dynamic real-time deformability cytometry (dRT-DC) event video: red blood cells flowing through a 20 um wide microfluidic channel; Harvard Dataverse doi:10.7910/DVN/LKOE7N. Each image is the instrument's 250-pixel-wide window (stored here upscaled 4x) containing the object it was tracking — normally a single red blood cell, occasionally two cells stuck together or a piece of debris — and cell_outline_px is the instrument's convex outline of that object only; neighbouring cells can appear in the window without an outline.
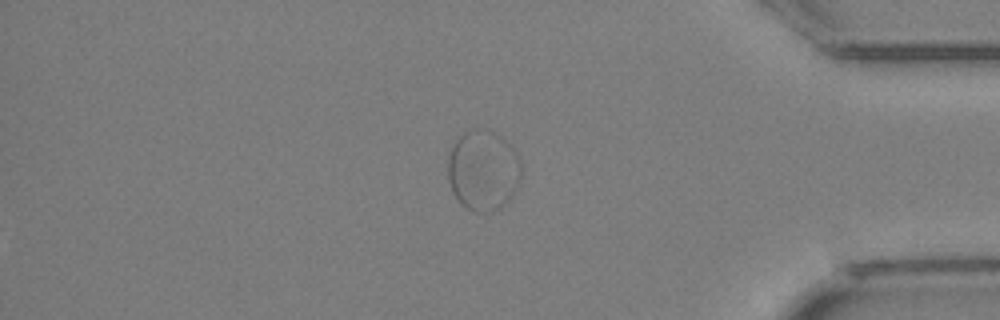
{"species": "Egyptian fruit bat (a non-hibernating species)", "species_latin": "Rousettus aegyptiacus", "temperature_condition": "cold", "stored_images_in_passage": 33, "segment_of_instrument_passage": [2, 2], "camera_frame_rate_fps": 3000, "um_per_image_px": 0.085, "animal": {"sex": "female"}, "frame": {"image": 1, "passage_image": 33, "time_ms": 10.667, "image_size_px": [1000, 320], "cell_outline_px": [[520, 180], [512, 196], [500, 208], [488, 212], [472, 212], [460, 204], [456, 200], [452, 192], [448, 180], [448, 160], [452, 148], [456, 140], [460, 136], [472, 128], [484, 128], [500, 136], [516, 152], [520, 160]], "centroid_in_image_um": [41.05, 14.51], "position_along_channel_um": 394.2, "area_um2": 34.45}}